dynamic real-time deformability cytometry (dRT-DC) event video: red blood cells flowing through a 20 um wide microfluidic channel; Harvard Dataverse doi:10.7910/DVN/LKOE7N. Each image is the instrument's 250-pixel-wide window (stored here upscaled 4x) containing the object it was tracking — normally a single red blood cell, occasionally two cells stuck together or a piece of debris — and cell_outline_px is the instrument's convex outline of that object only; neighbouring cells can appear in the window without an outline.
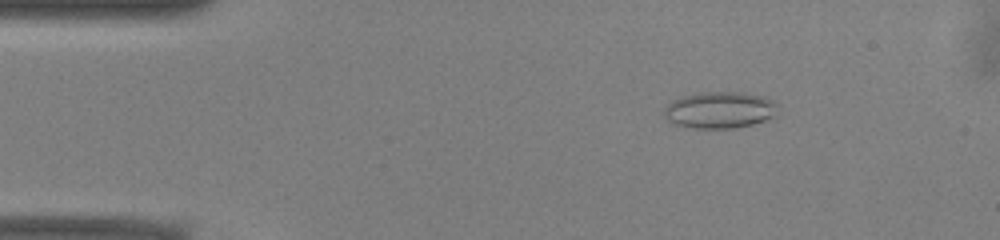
{"species": "common noctule bat (a hibernating species)", "species_latin": "Nyctalus noctula", "temperature_condition": "warm", "stored_images_in_passage": 51, "camera_frame_rate_fps": 3000, "um_per_image_px": 0.085, "animal": {"sex": "male", "body_mass_g": 13.0, "forearm_length_mm": 53.1}, "frame": {"image": 1, "passage_image": 7, "time_ms": 2.0, "image_size_px": [1000, 240], "cell_outline_px": [[780, 104], [776, 116], [752, 124], [736, 128], [692, 128], [672, 124], [664, 116], [664, 108], [672, 100], [696, 92], [744, 92], [764, 96]], "centroid_in_image_um": [61.2, 9.34], "position_along_channel_um": 23.8, "area_um2": 24.68}}
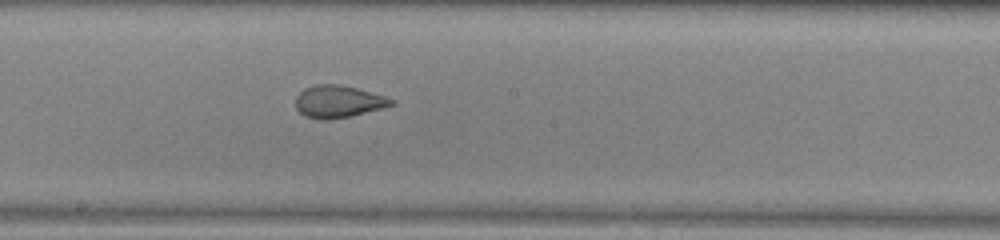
{"frame": {"image": 2, "passage_image": 27, "time_ms": 8.667, "image_size_px": [1000, 240], "cell_outline_px": [[396, 104], [352, 116], [328, 120], [320, 120], [304, 116], [296, 108], [296, 96], [304, 88], [316, 84], [340, 84], [356, 88], [384, 96], [396, 100]], "centroid_in_image_um": [28.75, 8.64], "position_along_channel_um": 219.5, "area_um2": 18.09}}
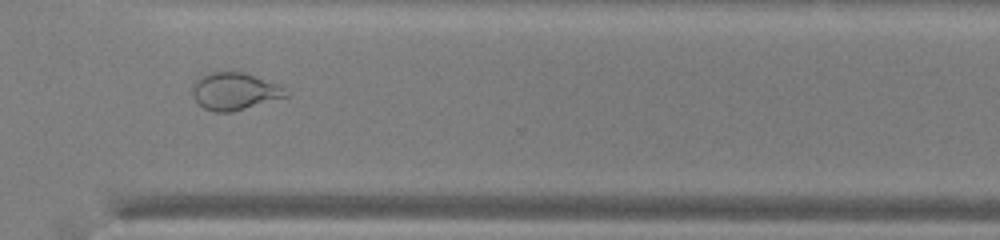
{"frame": {"image": 3, "passage_image": 37, "time_ms": 12.0, "image_size_px": [1000, 240], "cell_outline_px": [[288, 96], [232, 112], [216, 112], [204, 108], [192, 96], [192, 84], [200, 76], [208, 72], [244, 72], [280, 84], [284, 88]], "centroid_in_image_um": [19.92, 7.75], "position_along_channel_um": 350.7, "area_um2": 20.35}, "authors_computed_cell_mechanics": {"area_um2": 22.7732, "velocity_mm_per_s": 3.9338, "shape_relaxation_time_tau1_ms": null, "shape_relaxation_time_tau2_ms": 1.0416, "deformation_change_tau1": null, "deformation_change_tau2": 0.0745}}